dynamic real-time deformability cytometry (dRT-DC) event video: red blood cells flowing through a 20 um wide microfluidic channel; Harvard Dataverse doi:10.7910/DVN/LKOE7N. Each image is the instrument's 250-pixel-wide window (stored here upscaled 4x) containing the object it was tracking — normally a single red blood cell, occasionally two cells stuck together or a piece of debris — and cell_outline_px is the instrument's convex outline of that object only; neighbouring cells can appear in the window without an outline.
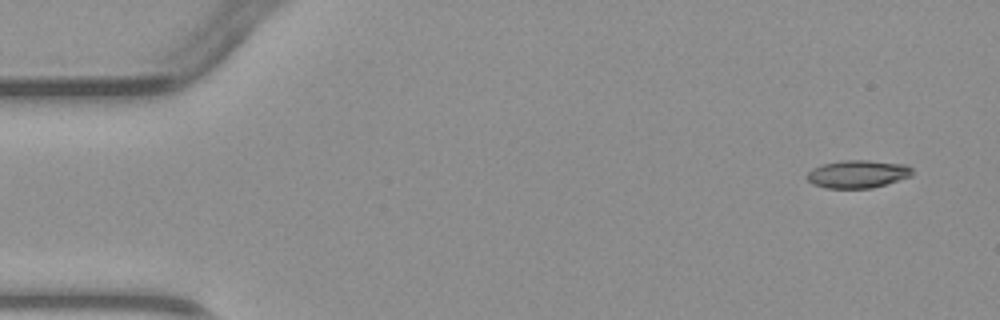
{"species": "common noctule bat (a hibernating species)", "species_latin": "Nyctalus noctula", "temperature_condition": "warm", "stored_images_in_passage": 4, "camera_frame_rate_fps": 3000, "um_per_image_px": 0.085, "animal": {"sex": "male", "body_mass_g": 23.1, "forearm_length_mm": 52.7}, "frame": {"image": 1, "passage_image": 1, "time_ms": 0.0, "image_size_px": [1000, 320], "cell_outline_px": [[912, 176], [872, 188], [828, 188], [812, 184], [804, 176], [812, 168], [820, 164], [840, 160], [868, 160], [908, 164], [912, 168]], "centroid_in_image_um": [72.89, 14.78], "position_along_channel_um": 12.1, "area_um2": 17.34}}